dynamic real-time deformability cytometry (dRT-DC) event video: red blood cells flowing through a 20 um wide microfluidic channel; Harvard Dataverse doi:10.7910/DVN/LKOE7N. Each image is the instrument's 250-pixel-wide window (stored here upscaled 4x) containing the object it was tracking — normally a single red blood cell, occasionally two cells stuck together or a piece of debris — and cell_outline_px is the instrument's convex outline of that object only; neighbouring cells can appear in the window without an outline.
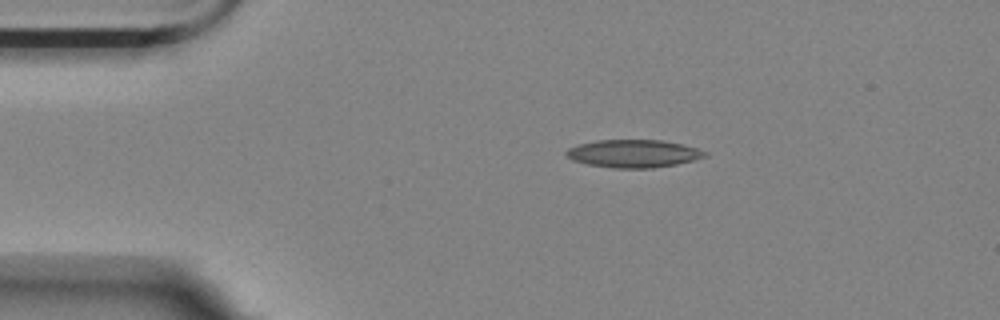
{"species": "Egyptian fruit bat (a non-hibernating species)", "species_latin": "Rousettus aegyptiacus", "temperature_condition": "room temperature", "stored_images_in_passage": 47, "camera_frame_rate_fps": 3000, "um_per_image_px": 0.085, "animal": {"sex": "female"}, "frame": {"image": 1, "passage_image": 1, "time_ms": 0.0, "image_size_px": [1000, 320], "cell_outline_px": [[708, 156], [676, 164], [652, 168], [612, 168], [588, 164], [572, 160], [564, 152], [568, 148], [580, 144], [596, 140], [660, 140], [680, 144], [696, 148], [708, 152]], "centroid_in_image_um": [53.83, 13.05], "position_along_channel_um": 31.2, "area_um2": 22.31}}
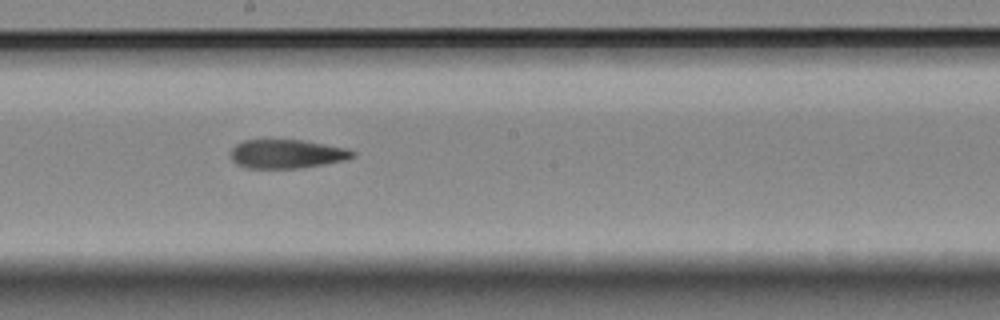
{"frame": {"image": 2, "passage_image": 21, "time_ms": 6.667, "image_size_px": [1000, 320], "cell_outline_px": [[356, 156], [344, 160], [324, 164], [300, 168], [248, 168], [236, 164], [232, 160], [228, 152], [236, 144], [244, 140], [304, 140], [348, 148], [356, 152]], "centroid_in_image_um": [24.37, 13.08], "position_along_channel_um": 223.8, "area_um2": 20.69}}
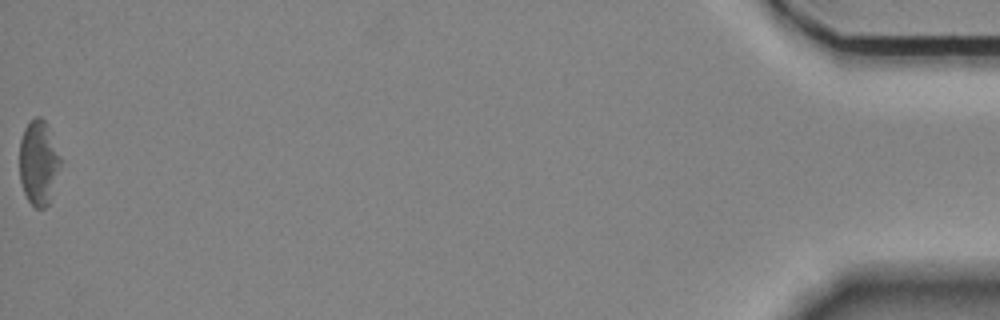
{"frame": {"image": 3, "passage_image": 47, "time_ms": 15.333, "image_size_px": [1000, 320], "cell_outline_px": [[60, 164], [48, 204], [44, 208], [36, 208], [28, 200], [24, 192], [20, 180], [20, 140], [24, 128], [36, 116], [40, 116], [48, 124], [60, 160]], "centroid_in_image_um": [3.25, 13.8], "position_along_channel_um": 431.9, "area_um2": 19.71}, "authors_computed_cell_mechanics": {"area_um2": 21.675, "velocity_mm_per_s": 3.5327, "shape_relaxation_time_tau1_ms": null, "shape_relaxation_time_tau2_ms": 4.1306, "deformation_change_tau1": null, "deformation_change_tau2": 0.1359}}